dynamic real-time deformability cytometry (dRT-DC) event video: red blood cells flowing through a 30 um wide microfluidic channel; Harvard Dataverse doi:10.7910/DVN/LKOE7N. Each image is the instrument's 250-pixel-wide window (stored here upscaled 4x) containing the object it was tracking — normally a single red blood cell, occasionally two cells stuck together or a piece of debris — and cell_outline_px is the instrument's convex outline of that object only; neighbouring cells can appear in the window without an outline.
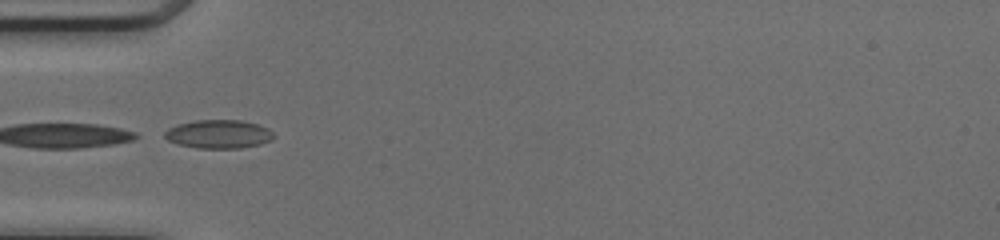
{"species": "common noctule bat (a hibernating species)", "species_latin": "Nyctalus noctula", "temperature_condition": "cold", "stored_images_in_passage": 22, "camera_frame_rate_fps": 3000, "um_per_image_px": 0.085, "animal": {"sex": "female", "body_mass_g": 17.0, "forearm_length_mm": 48.0}, "frame": {"image": 1, "passage_image": 1, "time_ms": 0.0, "image_size_px": [1000, 240], "cell_outline_px": [[276, 136], [272, 140], [260, 144], [240, 148], [196, 148], [180, 144], [168, 140], [164, 136], [164, 132], [168, 128], [176, 124], [196, 120], [240, 120], [260, 124], [268, 128]], "centroid_in_image_um": [18.61, 11.39], "position_along_channel_um": 66.4, "area_um2": 18.26}}